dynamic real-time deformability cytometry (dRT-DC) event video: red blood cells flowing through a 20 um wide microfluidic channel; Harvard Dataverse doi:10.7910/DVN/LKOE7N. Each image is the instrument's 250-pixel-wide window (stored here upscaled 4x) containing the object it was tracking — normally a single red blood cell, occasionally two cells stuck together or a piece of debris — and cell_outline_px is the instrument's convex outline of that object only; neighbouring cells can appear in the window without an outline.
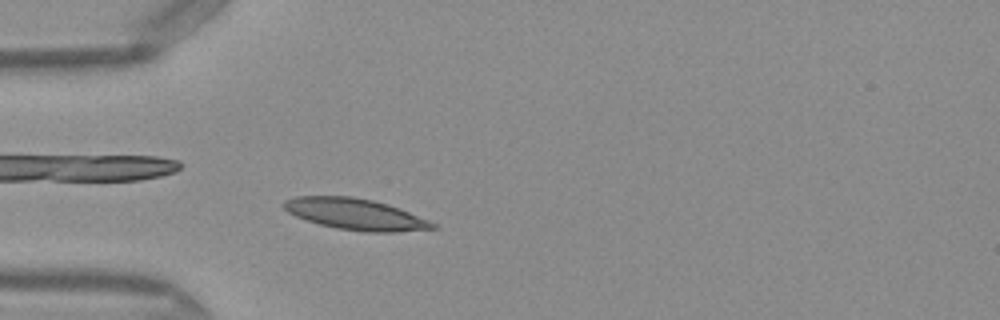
{"species": "Egyptian fruit bat (a non-hibernating species)", "species_latin": "Rousettus aegyptiacus", "temperature_condition": "warm", "stored_images_in_passage": 43, "camera_frame_rate_fps": 3000, "um_per_image_px": 0.085, "frame": {"image": 1, "passage_image": 8, "time_ms": 2.333, "image_size_px": [1000, 320], "cell_outline_px": [[440, 228], [396, 232], [364, 232], [336, 228], [320, 224], [296, 216], [288, 212], [280, 204], [284, 200], [296, 196], [352, 196], [372, 200], [388, 204], [428, 220], [436, 224]], "centroid_in_image_um": [30.2, 18.2], "position_along_channel_um": 54.8, "area_um2": 27.05}}
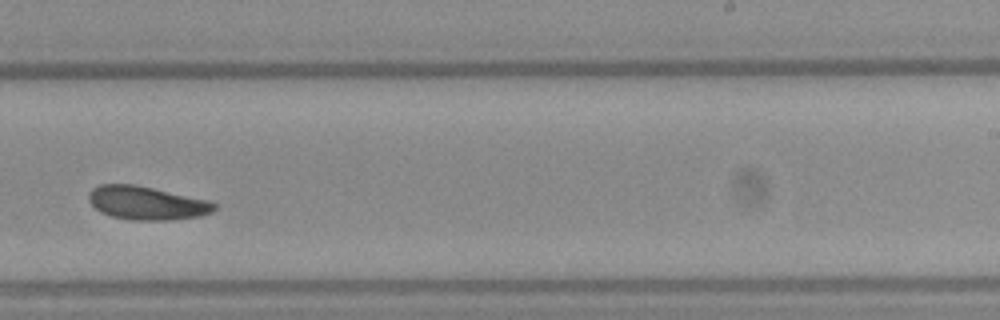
{"frame": {"image": 2, "passage_image": 25, "time_ms": 8.0, "image_size_px": [1000, 320], "cell_outline_px": [[216, 208], [212, 212], [200, 216], [168, 220], [128, 220], [112, 216], [100, 212], [88, 200], [88, 192], [92, 188], [100, 184], [132, 184], [152, 188], [208, 200], [216, 204]], "centroid_in_image_um": [12.44, 17.26], "position_along_channel_um": 276.6, "area_um2": 24.39}}
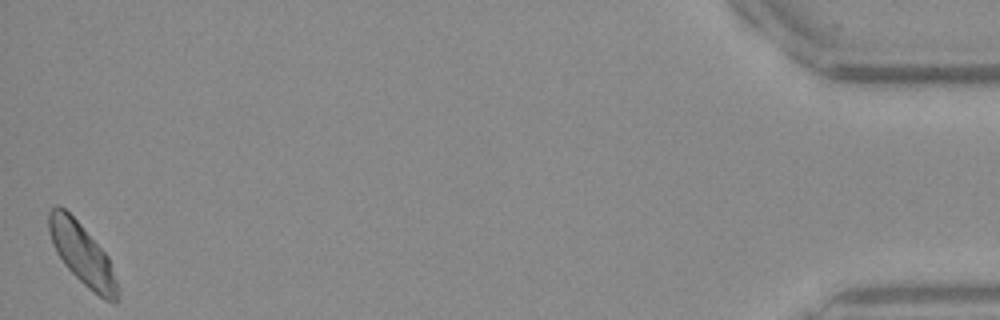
{"frame": {"image": 3, "passage_image": 43, "time_ms": 14.0, "image_size_px": [1000, 320], "cell_outline_px": [[120, 300], [116, 304], [104, 300], [88, 288], [64, 264], [56, 252], [48, 232], [48, 212], [56, 204], [60, 204], [80, 224], [108, 256], [120, 288]], "centroid_in_image_um": [7.02, 21.65], "position_along_channel_um": 428.2, "area_um2": 24.68}, "authors_computed_cell_mechanics": {"area_um2": 24.6228, "velocity_mm_per_s": 4.04, "shape_relaxation_time_tau1_ms": 3.3571, "shape_relaxation_time_tau2_ms": 3.3096, "deformation_change_tau1": 0.1077, "deformation_change_tau2": 0.0922}}